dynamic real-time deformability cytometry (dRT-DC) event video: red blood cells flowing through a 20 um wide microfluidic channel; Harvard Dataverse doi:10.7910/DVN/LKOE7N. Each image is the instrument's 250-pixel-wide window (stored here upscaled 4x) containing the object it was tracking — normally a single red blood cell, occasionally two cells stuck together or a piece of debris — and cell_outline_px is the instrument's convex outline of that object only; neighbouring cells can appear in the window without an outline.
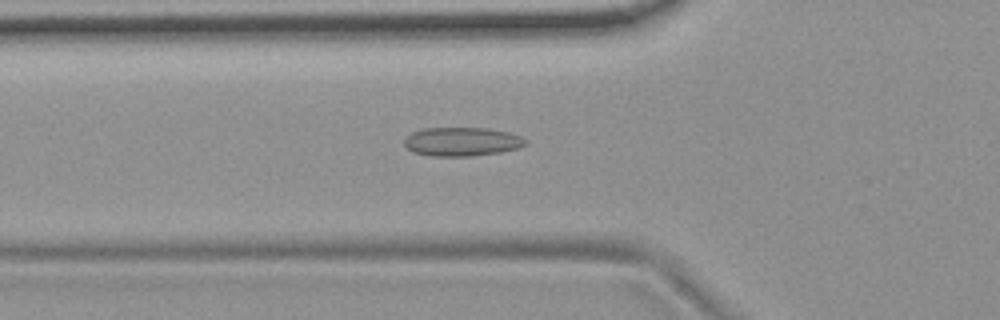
{"species": "common noctule bat (a hibernating species)", "species_latin": "Nyctalus noctula", "temperature_condition": "room temperature", "stored_images_in_passage": 43, "camera_frame_rate_fps": 3000, "um_per_image_px": 0.085, "animal": {"sex": "female", "body_mass_g": 19.9}, "frame": {"image": 1, "passage_image": 7, "time_ms": 2.0, "image_size_px": [1000, 320], "cell_outline_px": [[528, 144], [520, 148], [500, 152], [472, 156], [432, 156], [412, 152], [404, 144], [404, 140], [412, 132], [424, 128], [488, 128], [508, 132], [520, 136], [528, 140]], "centroid_in_image_um": [39.3, 12.04], "position_along_channel_um": 86.5, "area_um2": 20.46}}
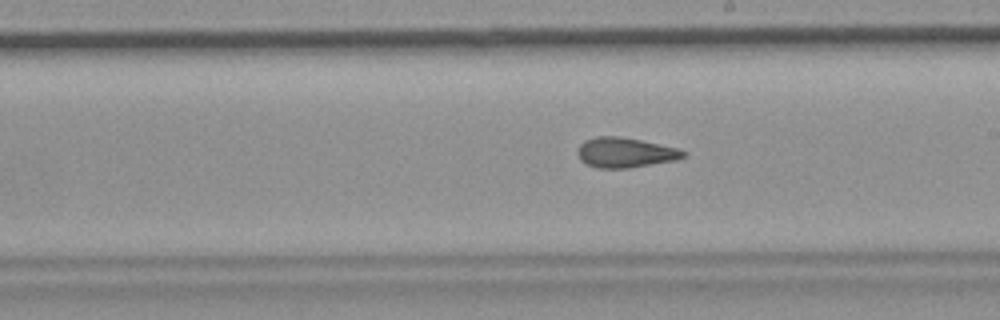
{"frame": {"image": 2, "passage_image": 19, "time_ms": 6.0, "image_size_px": [1000, 320], "cell_outline_px": [[688, 152], [684, 156], [676, 160], [628, 168], [596, 168], [580, 160], [576, 152], [580, 144], [584, 140], [596, 136], [620, 136], [680, 148]], "centroid_in_image_um": [53.13, 12.96], "position_along_channel_um": 235.9, "area_um2": 18.61}}
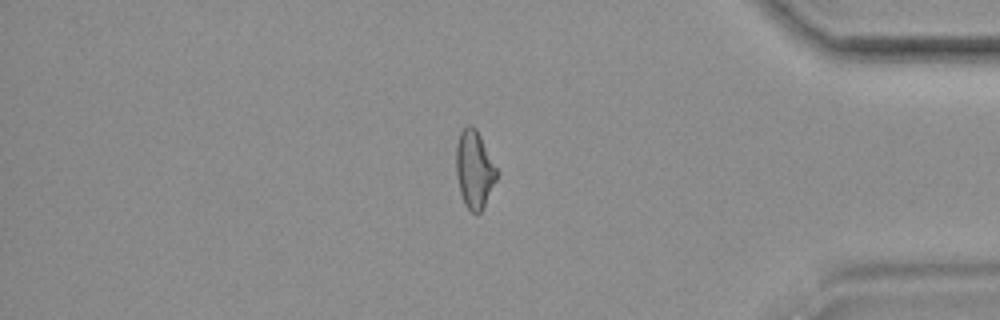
{"frame": {"image": 3, "passage_image": 34, "time_ms": 11.0, "image_size_px": [1000, 320], "cell_outline_px": [[500, 172], [480, 212], [476, 216], [464, 204], [460, 192], [456, 176], [456, 144], [460, 132], [468, 124], [472, 124], [476, 128]], "centroid_in_image_um": [40.32, 14.38], "position_along_channel_um": 394.9, "area_um2": 18.55}}